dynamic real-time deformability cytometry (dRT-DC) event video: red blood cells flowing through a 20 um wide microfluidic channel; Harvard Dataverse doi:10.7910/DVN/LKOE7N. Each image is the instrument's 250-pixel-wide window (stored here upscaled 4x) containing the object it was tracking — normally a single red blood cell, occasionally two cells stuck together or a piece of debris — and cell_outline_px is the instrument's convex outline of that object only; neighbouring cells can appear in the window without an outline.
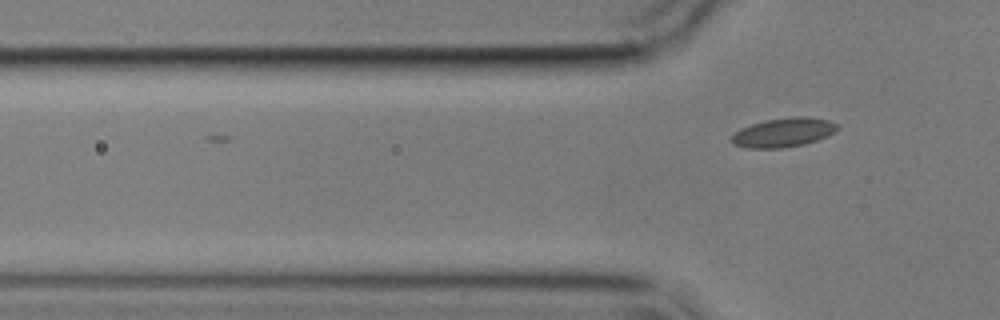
{"species": "common noctule bat (a hibernating species)", "species_latin": "Nyctalus noctula", "temperature_condition": "cold", "stored_images_in_passage": 7, "camera_frame_rate_fps": 3000, "um_per_image_px": 0.085, "animal": {"sex": "male", "body_mass_g": 17.9}, "frame": {"image": 1, "passage_image": 7, "time_ms": 2.0, "image_size_px": [1000, 320], "cell_outline_px": [[840, 128], [836, 132], [828, 136], [804, 144], [780, 148], [748, 148], [732, 144], [732, 136], [740, 128], [764, 120], [796, 116], [808, 116], [828, 120], [836, 124]], "centroid_in_image_um": [66.62, 11.25], "position_along_channel_um": 59.2, "area_um2": 17.98}}